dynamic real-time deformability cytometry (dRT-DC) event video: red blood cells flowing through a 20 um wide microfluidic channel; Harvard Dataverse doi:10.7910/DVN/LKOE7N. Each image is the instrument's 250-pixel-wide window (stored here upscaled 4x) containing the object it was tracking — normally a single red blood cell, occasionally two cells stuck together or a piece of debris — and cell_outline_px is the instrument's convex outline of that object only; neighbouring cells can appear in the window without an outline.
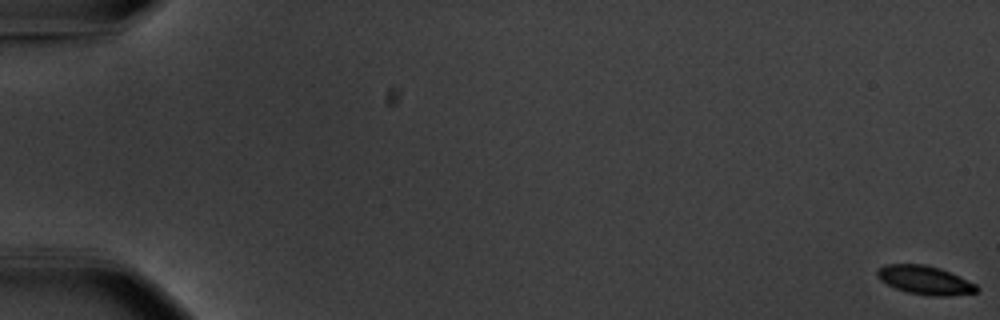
{"species": "common noctule bat (a hibernating species)", "species_latin": "Nyctalus noctula", "temperature_condition": "warm", "stored_images_in_passage": 59, "segment_of_instrument_passage": [1, 2], "camera_frame_rate_fps": 3000, "um_per_image_px": 0.085, "animal": {"sex": "male", "body_mass_g": 20.1, "forearm_length_mm": 53.5}, "frame": {"image": 1, "passage_image": 1, "time_ms": 0.0, "image_size_px": [1000, 320], "cell_outline_px": [[980, 288], [976, 292], [944, 296], [928, 296], [908, 292], [896, 288], [880, 280], [876, 276], [876, 272], [884, 264], [924, 264], [940, 268], [976, 284]], "centroid_in_image_um": [78.6, 23.8], "position_along_channel_um": 6.4, "area_um2": 16.47}}
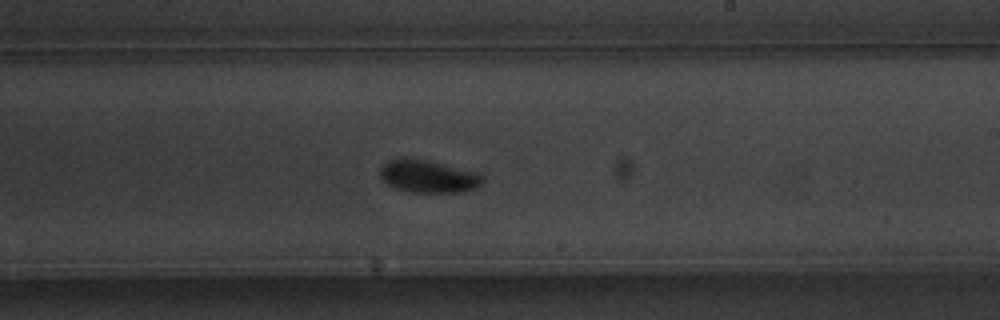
{"frame": {"image": 2, "passage_image": 36, "time_ms": 11.667, "image_size_px": [1000, 320], "cell_outline_px": [[484, 180], [480, 184], [464, 192], [408, 192], [396, 188], [388, 184], [380, 176], [380, 168], [388, 160], [424, 160], [480, 172], [484, 176]], "centroid_in_image_um": [36.45, 15.02], "position_along_channel_um": 252.6, "area_um2": 19.02}}
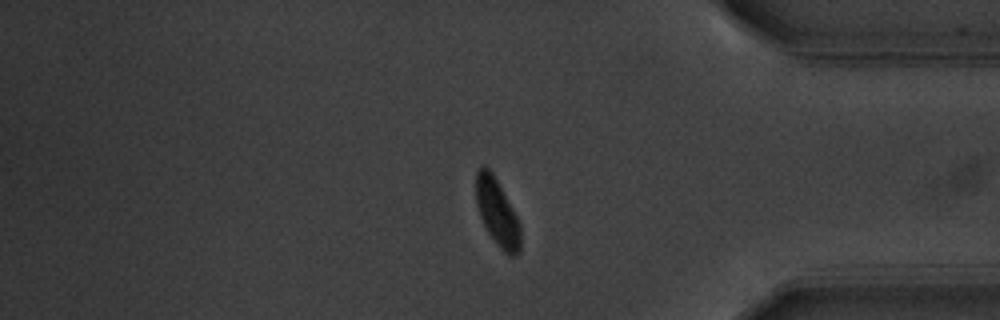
{"frame": {"image": 3, "passage_image": 49, "time_ms": 16.0, "image_size_px": [1000, 320], "cell_outline_px": [[520, 252], [516, 256], [508, 256], [496, 244], [488, 232], [480, 216], [476, 204], [476, 172], [484, 164], [492, 172], [516, 216], [520, 224]], "centroid_in_image_um": [42.26, 18.09], "position_along_channel_um": 392.9, "area_um2": 17.17}}